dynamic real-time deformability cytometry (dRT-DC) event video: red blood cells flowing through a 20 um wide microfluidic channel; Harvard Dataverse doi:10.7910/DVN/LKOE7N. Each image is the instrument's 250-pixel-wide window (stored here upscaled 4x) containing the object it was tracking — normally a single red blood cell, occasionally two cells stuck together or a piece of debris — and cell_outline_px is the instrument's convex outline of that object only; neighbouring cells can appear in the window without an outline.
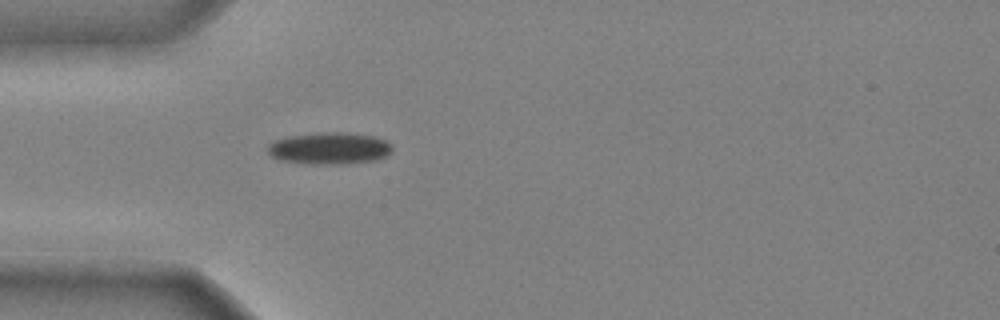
{"species": "common noctule bat (a hibernating species)", "species_latin": "Nyctalus noctula", "temperature_condition": "cold", "stored_images_in_passage": 33, "camera_frame_rate_fps": 3000, "um_per_image_px": 0.085, "animal": {"sex": "male", "body_mass_g": 20.4}, "frame": {"image": 1, "passage_image": 1, "time_ms": 0.0, "image_size_px": [1000, 320], "cell_outline_px": [[392, 152], [376, 160], [344, 164], [308, 164], [280, 160], [272, 156], [268, 152], [268, 144], [276, 140], [288, 136], [316, 132], [340, 132], [376, 136], [388, 140], [392, 144]], "centroid_in_image_um": [28.03, 12.6], "position_along_channel_um": 57.0, "area_um2": 23.41}}
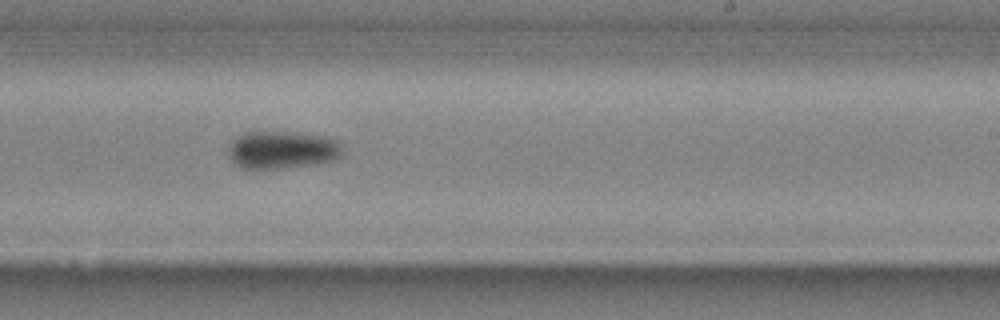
{"frame": {"image": 2, "passage_image": 17, "time_ms": 5.333, "image_size_px": [1000, 320], "cell_outline_px": [[340, 156], [336, 160], [312, 164], [284, 168], [244, 168], [236, 164], [228, 156], [228, 148], [236, 136], [244, 132], [300, 132], [328, 136], [340, 140]], "centroid_in_image_um": [24.0, 12.71], "position_along_channel_um": 265.0, "area_um2": 25.2}}
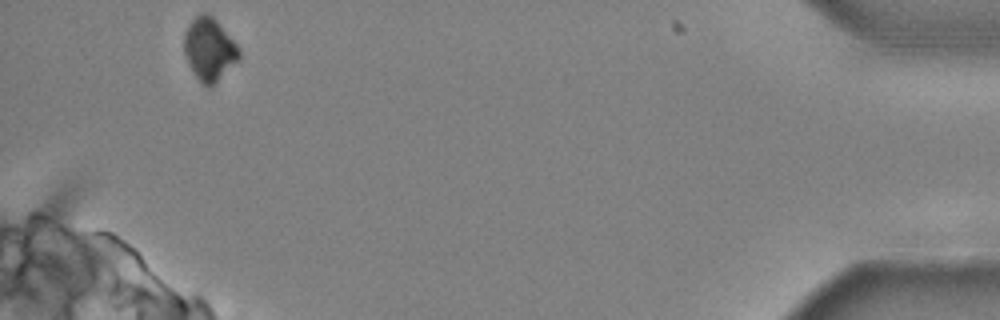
{"frame": {"image": 3, "passage_image": 33, "time_ms": 10.667, "image_size_px": [1000, 320], "cell_outline_px": [[240, 60], [212, 88], [204, 88], [188, 64], [184, 52], [184, 32], [188, 24], [200, 12], [208, 12], [216, 20], [240, 48]], "centroid_in_image_um": [17.8, 4.23], "position_along_channel_um": 417.4, "area_um2": 20.63}, "authors_computed_cell_mechanics": {"area_um2": 24.2182, "velocity_mm_per_s": 3.977, "shape_relaxation_time_tau1_ms": 2.2025, "shape_relaxation_time_tau2_ms": null, "deformation_change_tau1": 0.1029, "deformation_change_tau2": null}}